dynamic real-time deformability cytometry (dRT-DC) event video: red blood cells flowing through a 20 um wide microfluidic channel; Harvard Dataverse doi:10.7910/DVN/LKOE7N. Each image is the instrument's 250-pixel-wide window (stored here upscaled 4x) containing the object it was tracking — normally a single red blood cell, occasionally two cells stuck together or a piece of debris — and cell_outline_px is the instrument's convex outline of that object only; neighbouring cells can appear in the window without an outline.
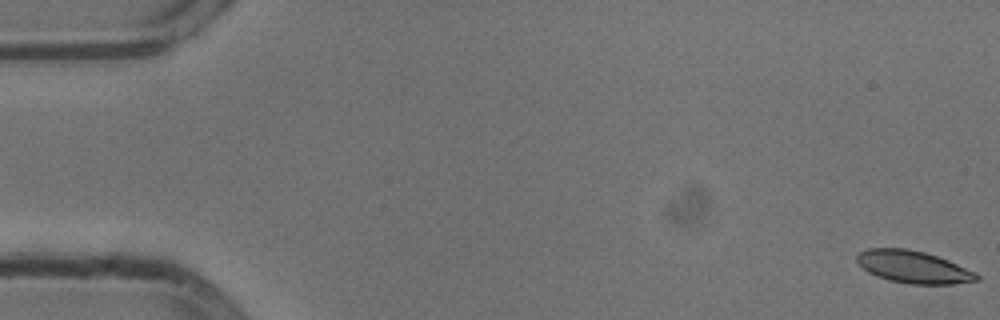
{"species": "common noctule bat (a hibernating species)", "species_latin": "Nyctalus noctula", "temperature_condition": "cold", "stored_images_in_passage": 54, "camera_frame_rate_fps": 3000, "um_per_image_px": 0.085, "animal": {"sex": "male", "body_mass_g": 13.3}, "frame": {"image": 1, "passage_image": 1, "time_ms": 0.0, "image_size_px": [1000, 320], "cell_outline_px": [[980, 280], [952, 284], [908, 284], [888, 280], [876, 276], [868, 272], [856, 260], [856, 252], [868, 248], [908, 248], [924, 252], [948, 260], [976, 272], [980, 276]], "centroid_in_image_um": [77.62, 22.69], "position_along_channel_um": 7.4, "area_um2": 22.72}}
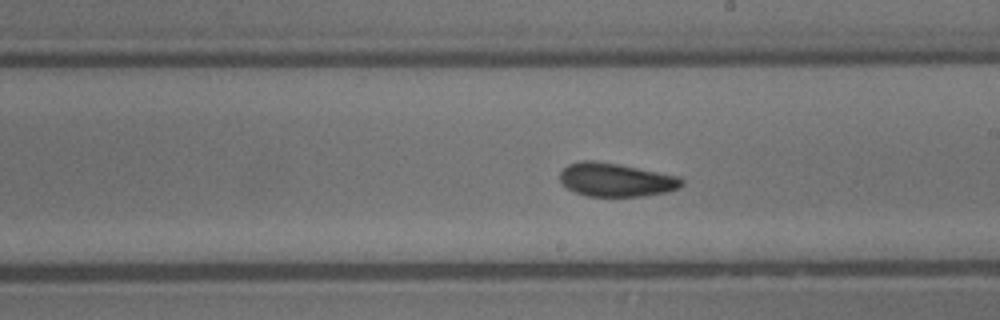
{"frame": {"image": 2, "passage_image": 31, "time_ms": 10.0, "image_size_px": [1000, 320], "cell_outline_px": [[684, 184], [680, 188], [668, 192], [644, 196], [588, 196], [576, 192], [568, 188], [560, 180], [560, 172], [568, 164], [580, 160], [596, 160], [680, 176], [684, 180]], "centroid_in_image_um": [52.39, 15.28], "position_along_channel_um": 236.6, "area_um2": 23.87}}
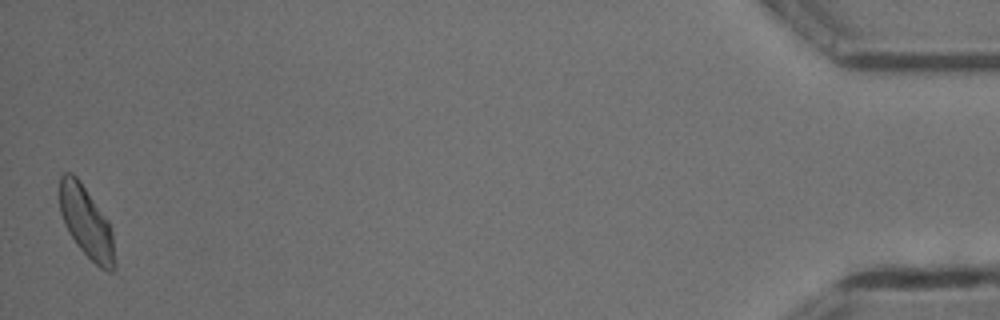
{"frame": {"image": 3, "passage_image": 54, "time_ms": 17.667, "image_size_px": [1000, 320], "cell_outline_px": [[116, 268], [112, 272], [108, 272], [100, 268], [76, 244], [68, 232], [64, 224], [60, 212], [60, 176], [64, 172], [72, 172], [80, 180], [108, 220], [112, 228], [116, 264]], "centroid_in_image_um": [7.36, 18.91], "position_along_channel_um": 427.8, "area_um2": 23.12}, "authors_computed_cell_mechanics": {"area_um2": 23.1778, "velocity_mm_per_s": 3.7831, "shape_relaxation_time_tau1_ms": 5.8618, "shape_relaxation_time_tau2_ms": 2.5107, "deformation_change_tau1": 0.1031, "deformation_change_tau2": 0.0977}}